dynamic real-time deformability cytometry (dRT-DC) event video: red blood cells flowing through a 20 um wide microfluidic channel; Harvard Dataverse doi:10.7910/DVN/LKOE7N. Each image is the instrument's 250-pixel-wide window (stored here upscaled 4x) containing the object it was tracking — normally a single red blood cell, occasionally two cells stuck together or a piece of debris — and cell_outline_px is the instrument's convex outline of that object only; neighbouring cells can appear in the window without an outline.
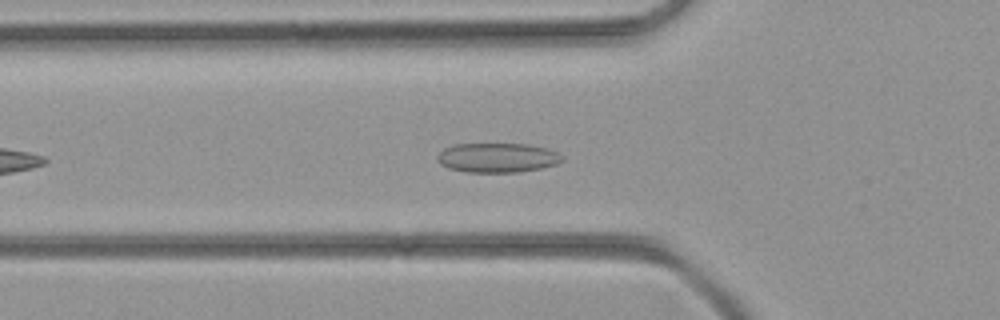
{"species": "common noctule bat (a hibernating species)", "species_latin": "Nyctalus noctula", "temperature_condition": "room temperature", "stored_images_in_passage": 26, "camera_frame_rate_fps": 3000, "um_per_image_px": 0.085, "animal": {"sex": "female", "body_mass_g": 21.9}, "frame": {"image": 1, "passage_image": 7, "time_ms": 2.0, "image_size_px": [1000, 320], "cell_outline_px": [[564, 160], [556, 164], [540, 168], [520, 172], [464, 172], [448, 168], [440, 164], [436, 160], [436, 156], [444, 148], [456, 144], [528, 144], [548, 148], [560, 152], [564, 156]], "centroid_in_image_um": [42.3, 13.4], "position_along_channel_um": 83.5, "area_um2": 21.73}}
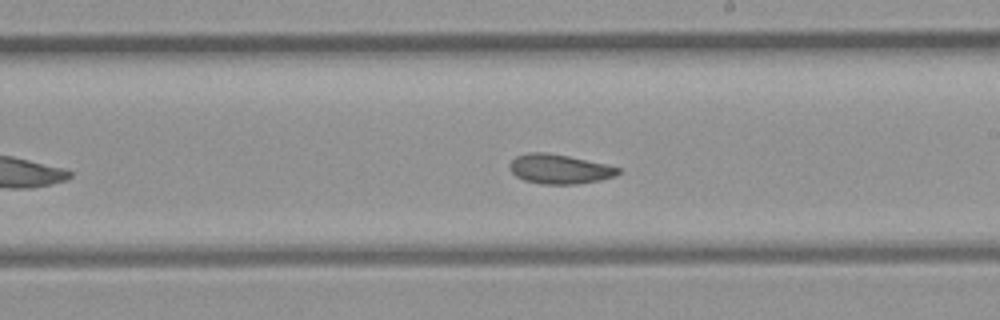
{"frame": {"image": 2, "passage_image": 15, "time_ms": 4.667, "image_size_px": [1000, 320], "cell_outline_px": [[620, 172], [616, 176], [600, 180], [576, 184], [540, 184], [524, 180], [516, 176], [508, 168], [508, 164], [516, 156], [528, 152], [548, 152], [608, 164], [620, 168]], "centroid_in_image_um": [47.54, 14.36], "position_along_channel_um": 241.5, "area_um2": 18.84}}
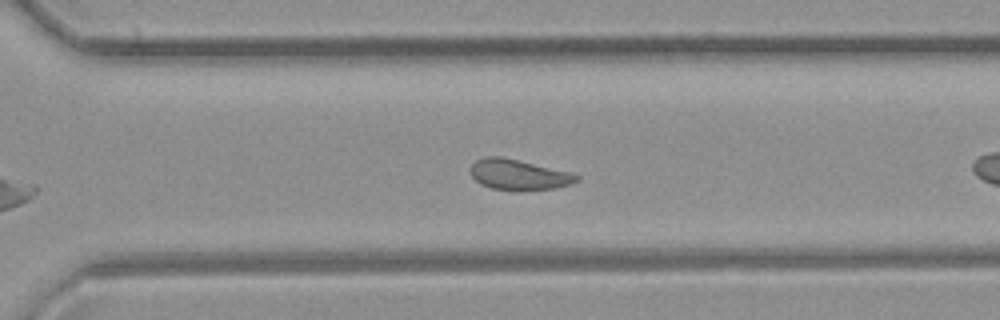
{"frame": {"image": 3, "passage_image": 21, "time_ms": 6.667, "image_size_px": [1000, 320], "cell_outline_px": [[580, 180], [572, 184], [552, 188], [516, 192], [492, 188], [480, 184], [472, 176], [468, 168], [476, 160], [484, 156], [504, 156], [572, 172], [580, 176]], "centroid_in_image_um": [44.09, 14.84], "position_along_channel_um": 326.5, "area_um2": 19.48}}